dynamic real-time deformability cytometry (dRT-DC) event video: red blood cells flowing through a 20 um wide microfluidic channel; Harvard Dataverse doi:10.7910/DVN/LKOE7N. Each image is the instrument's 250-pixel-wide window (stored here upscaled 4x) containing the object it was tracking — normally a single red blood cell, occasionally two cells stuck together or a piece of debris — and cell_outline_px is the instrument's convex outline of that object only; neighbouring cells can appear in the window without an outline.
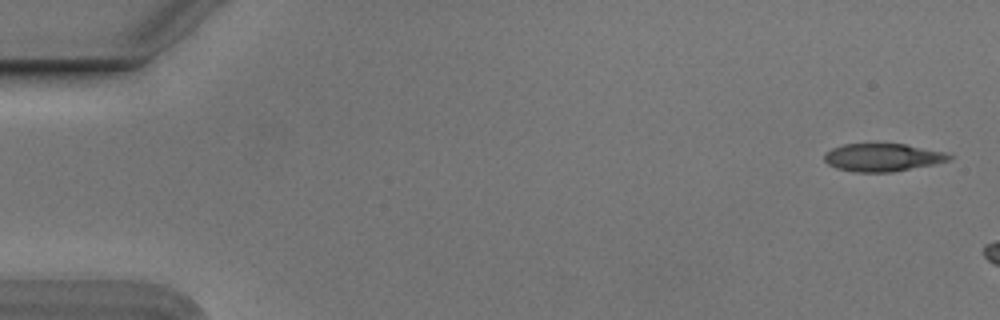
{"species": "Egyptian fruit bat (a non-hibernating species)", "species_latin": "Rousettus aegyptiacus", "temperature_condition": "cold", "stored_images_in_passage": 6, "camera_frame_rate_fps": 3000, "um_per_image_px": 0.085, "animal": {"sex": "male"}, "frame": {"image": 1, "passage_image": 1, "time_ms": 0.0, "image_size_px": [1000, 320], "cell_outline_px": [[952, 156], [948, 160], [936, 164], [892, 172], [856, 172], [836, 168], [828, 164], [824, 160], [824, 152], [832, 148], [844, 144], [904, 144], [944, 152]], "centroid_in_image_um": [74.98, 13.38], "position_along_channel_um": 10.0, "area_um2": 20.17}}